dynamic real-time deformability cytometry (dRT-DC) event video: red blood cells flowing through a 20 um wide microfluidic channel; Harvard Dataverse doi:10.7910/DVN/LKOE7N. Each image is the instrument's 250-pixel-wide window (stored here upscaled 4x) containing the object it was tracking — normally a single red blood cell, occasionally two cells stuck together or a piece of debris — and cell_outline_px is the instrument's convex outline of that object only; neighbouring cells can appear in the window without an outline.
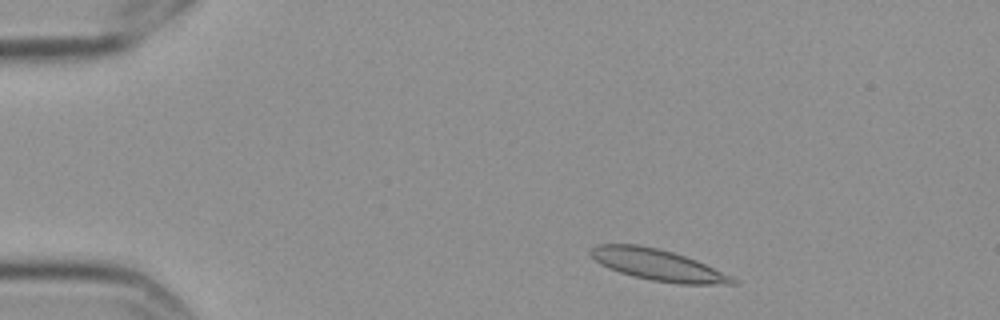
{"species": "Egyptian fruit bat (a non-hibernating species)", "species_latin": "Rousettus aegyptiacus", "temperature_condition": "cold", "stored_images_in_passage": 3, "camera_frame_rate_fps": 3000, "um_per_image_px": 0.085, "frame": {"image": 1, "passage_image": 1, "time_ms": 0.0, "image_size_px": [1000, 320], "cell_outline_px": [[740, 284], [680, 284], [652, 280], [632, 276], [608, 268], [600, 264], [588, 252], [596, 244], [636, 244], [656, 248], [672, 252], [696, 260], [732, 276], [740, 280]], "centroid_in_image_um": [55.93, 22.52], "position_along_channel_um": 29.1, "area_um2": 25.78}}